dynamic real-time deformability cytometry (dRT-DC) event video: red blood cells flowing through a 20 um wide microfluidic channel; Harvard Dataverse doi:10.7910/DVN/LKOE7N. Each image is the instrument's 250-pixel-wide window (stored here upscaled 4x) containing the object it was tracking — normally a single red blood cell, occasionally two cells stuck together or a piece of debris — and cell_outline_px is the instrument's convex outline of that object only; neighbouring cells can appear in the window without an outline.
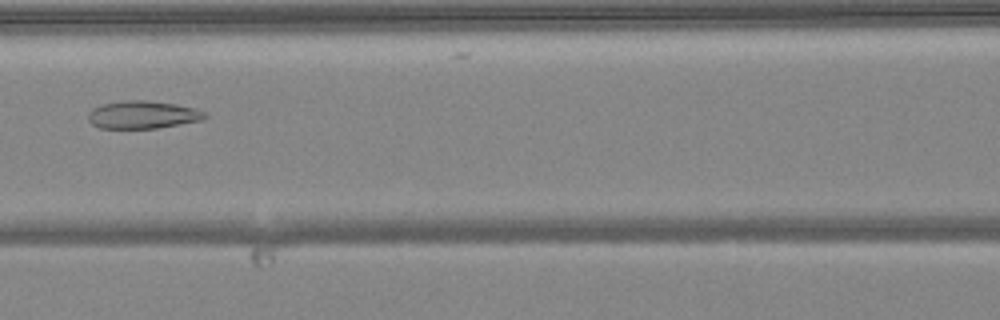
{"species": "common noctule bat (a hibernating species)", "species_latin": "Nyctalus noctula", "temperature_condition": "warm", "stored_images_in_passage": 51, "camera_frame_rate_fps": 3000, "um_per_image_px": 0.085, "animal": {"sex": "female", "body_mass_g": 24.6, "forearm_length_mm": 56.2}, "frame": {"image": 1, "passage_image": 23, "time_ms": 7.333, "image_size_px": [1000, 320], "cell_outline_px": [[208, 116], [204, 120], [156, 128], [100, 128], [92, 124], [88, 120], [88, 112], [92, 108], [100, 104], [124, 100], [148, 100], [176, 104], [196, 108], [204, 112]], "centroid_in_image_um": [12.12, 9.74], "position_along_channel_um": 154.5, "area_um2": 19.07}}
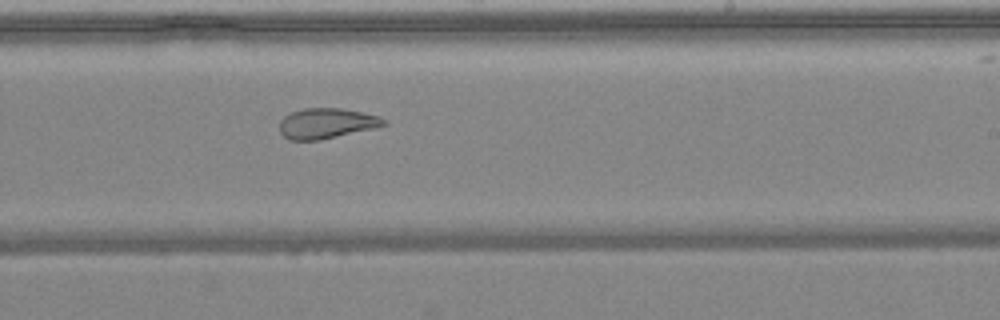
{"frame": {"image": 2, "passage_image": 31, "time_ms": 10.0, "image_size_px": [1000, 320], "cell_outline_px": [[388, 124], [372, 128], [320, 140], [288, 140], [280, 132], [280, 120], [284, 116], [292, 112], [304, 108], [344, 108], [380, 116]], "centroid_in_image_um": [27.73, 10.48], "position_along_channel_um": 261.3, "area_um2": 18.32}}
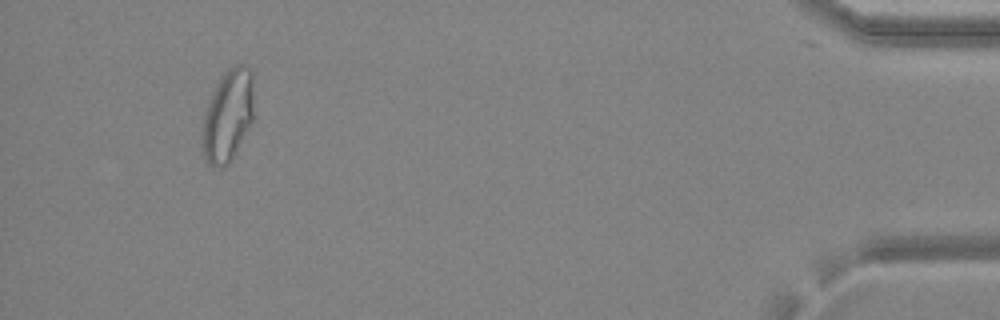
{"frame": {"image": 3, "passage_image": 48, "time_ms": 15.667, "image_size_px": [1000, 320], "cell_outline_px": [[252, 120], [232, 160], [228, 164], [220, 168], [212, 168], [208, 164], [204, 156], [200, 132], [204, 116], [212, 92], [224, 72], [228, 68], [236, 64], [248, 64], [252, 68]], "centroid_in_image_um": [19.34, 9.84], "position_along_channel_um": 415.9, "area_um2": 27.8}, "authors_computed_cell_mechanics": {"area_um2": 25.2008, "velocity_mm_per_s": 4.0213, "shape_relaxation_time_tau1_ms": null, "shape_relaxation_time_tau2_ms": 1.9964, "deformation_change_tau1": null, "deformation_change_tau2": 0.0935}}